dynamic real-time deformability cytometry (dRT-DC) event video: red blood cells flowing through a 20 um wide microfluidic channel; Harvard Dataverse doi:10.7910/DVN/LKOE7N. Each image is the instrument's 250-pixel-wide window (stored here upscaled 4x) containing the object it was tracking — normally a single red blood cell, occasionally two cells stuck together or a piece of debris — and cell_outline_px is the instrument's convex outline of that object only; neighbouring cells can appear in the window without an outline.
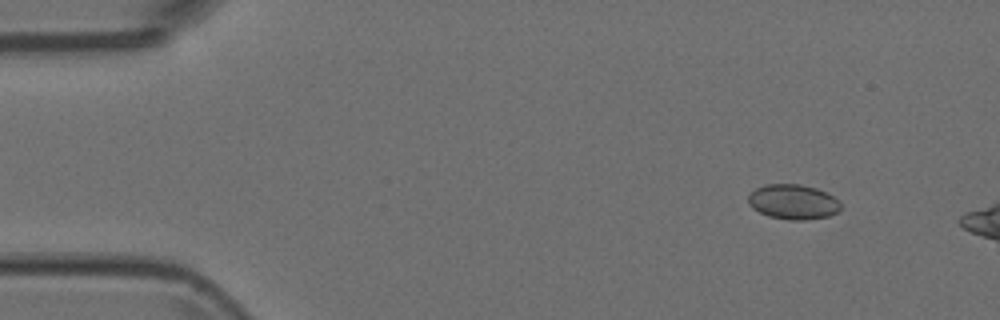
{"species": "Egyptian fruit bat (a non-hibernating species)", "species_latin": "Rousettus aegyptiacus", "temperature_condition": "room temperature", "stored_images_in_passage": 4, "camera_frame_rate_fps": 3000, "um_per_image_px": 0.085, "animal": {"sex": "female"}, "frame": {"image": 1, "passage_image": 1, "time_ms": 0.0, "image_size_px": [1000, 320], "cell_outline_px": [[840, 208], [836, 212], [828, 216], [804, 220], [788, 220], [768, 216], [752, 208], [748, 204], [748, 196], [756, 188], [764, 184], [800, 184], [816, 188], [828, 192], [840, 200]], "centroid_in_image_um": [67.42, 17.15], "position_along_channel_um": 17.6, "area_um2": 18.96}}